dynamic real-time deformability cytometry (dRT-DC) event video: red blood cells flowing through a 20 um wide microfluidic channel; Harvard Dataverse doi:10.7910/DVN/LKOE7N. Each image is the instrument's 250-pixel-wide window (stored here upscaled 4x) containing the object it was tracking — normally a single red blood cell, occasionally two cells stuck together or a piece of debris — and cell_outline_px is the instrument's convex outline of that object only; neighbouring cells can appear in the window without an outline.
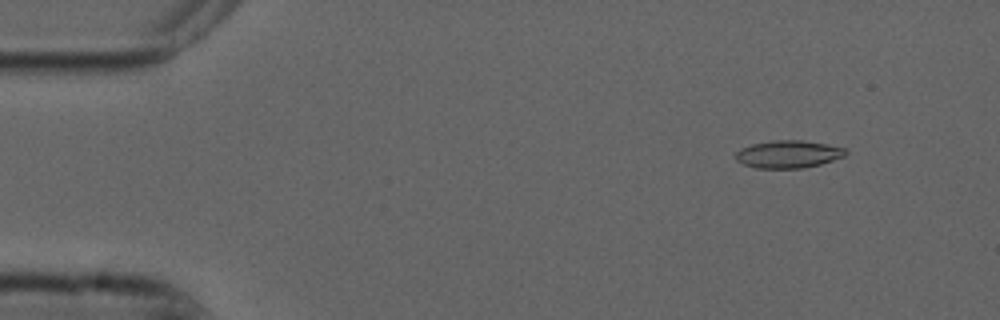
{"species": "common noctule bat (a hibernating species)", "species_latin": "Nyctalus noctula", "temperature_condition": "cold", "stored_images_in_passage": 55, "camera_frame_rate_fps": 3000, "um_per_image_px": 0.085, "animal": {"sex": "male", "forearm_length_mm": 52.5}, "frame": {"image": 1, "passage_image": 6, "time_ms": 1.667, "image_size_px": [1000, 320], "cell_outline_px": [[848, 152], [844, 156], [820, 164], [804, 168], [756, 168], [744, 164], [736, 160], [736, 152], [740, 148], [752, 144], [772, 140], [800, 140], [824, 144], [844, 148]], "centroid_in_image_um": [66.97, 13.11], "position_along_channel_um": 18.0, "area_um2": 17.51}}
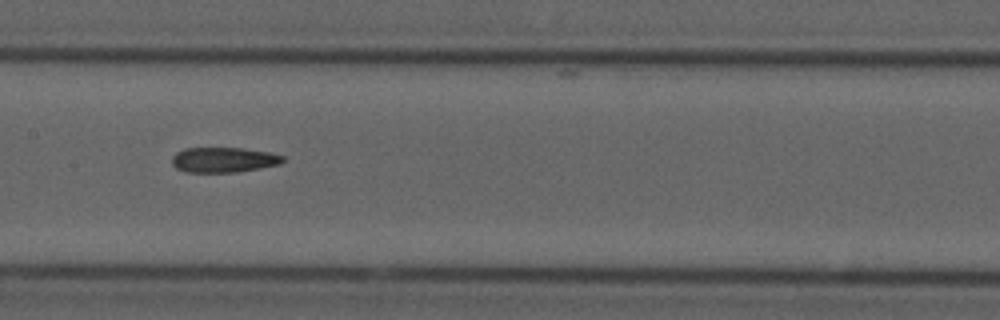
{"frame": {"image": 2, "passage_image": 27, "time_ms": 8.667, "image_size_px": [1000, 320], "cell_outline_px": [[284, 160], [280, 164], [236, 172], [184, 172], [176, 168], [172, 164], [172, 156], [176, 152], [184, 148], [240, 148], [268, 152], [284, 156]], "centroid_in_image_um": [18.96, 13.58], "position_along_channel_um": 188.4, "area_um2": 16.18}}
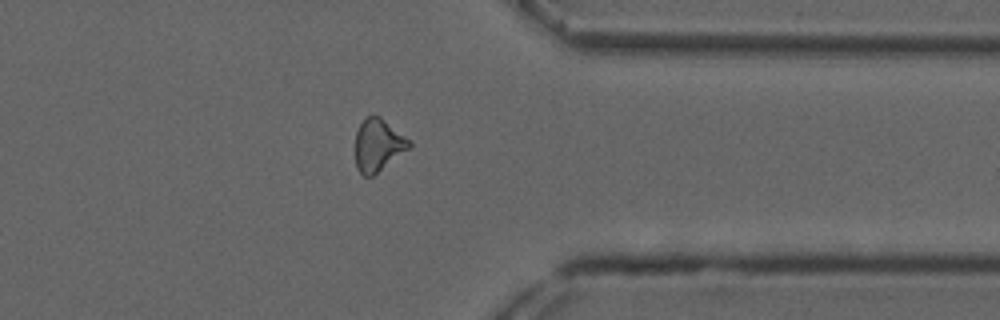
{"frame": {"image": 3, "passage_image": 43, "time_ms": 14.0, "image_size_px": [1000, 320], "cell_outline_px": [[412, 148], [372, 176], [364, 176], [356, 168], [356, 132], [364, 116], [372, 112], [380, 116], [404, 136], [412, 144]], "centroid_in_image_um": [32.13, 12.31], "position_along_channel_um": 379.3, "area_um2": 16.65}, "authors_computed_cell_mechanics": {"area_um2": 16.8776, "velocity_mm_per_s": 3.7374, "shape_relaxation_time_tau1_ms": null, "shape_relaxation_time_tau2_ms": 4.7995, "deformation_change_tau1": null, "deformation_change_tau2": 0.1383}}